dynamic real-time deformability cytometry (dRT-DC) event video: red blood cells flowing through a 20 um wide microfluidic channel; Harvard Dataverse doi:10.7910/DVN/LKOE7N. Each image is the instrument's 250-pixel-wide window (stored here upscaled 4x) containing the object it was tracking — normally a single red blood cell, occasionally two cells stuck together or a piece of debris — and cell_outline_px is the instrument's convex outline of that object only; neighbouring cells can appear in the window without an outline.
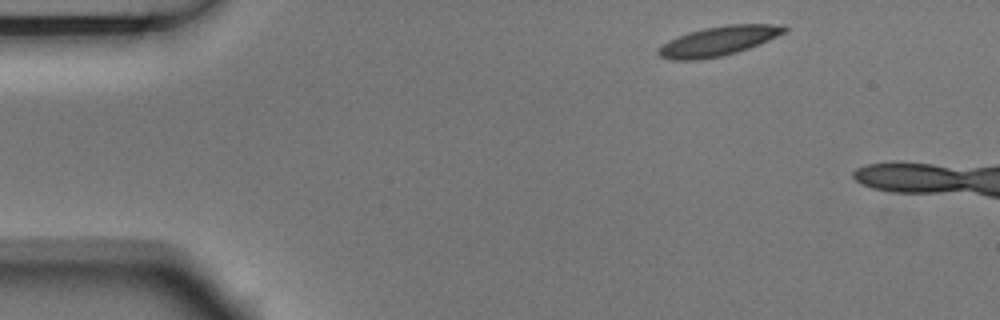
{"species": "Egyptian fruit bat (a non-hibernating species)", "species_latin": "Rousettus aegyptiacus", "temperature_condition": "room temperature", "stored_images_in_passage": 3, "camera_frame_rate_fps": 3000, "um_per_image_px": 0.085, "animal": {"sex": "male"}, "frame": {"image": 1, "passage_image": 1, "time_ms": 0.0, "image_size_px": [1000, 320], "cell_outline_px": [[788, 28], [784, 32], [768, 40], [748, 48], [736, 52], [720, 56], [696, 60], [672, 60], [660, 56], [656, 52], [668, 40], [688, 32], [704, 28], [728, 24], [784, 24]], "centroid_in_image_um": [61.06, 3.47], "position_along_channel_um": 23.9, "area_um2": 21.39}}